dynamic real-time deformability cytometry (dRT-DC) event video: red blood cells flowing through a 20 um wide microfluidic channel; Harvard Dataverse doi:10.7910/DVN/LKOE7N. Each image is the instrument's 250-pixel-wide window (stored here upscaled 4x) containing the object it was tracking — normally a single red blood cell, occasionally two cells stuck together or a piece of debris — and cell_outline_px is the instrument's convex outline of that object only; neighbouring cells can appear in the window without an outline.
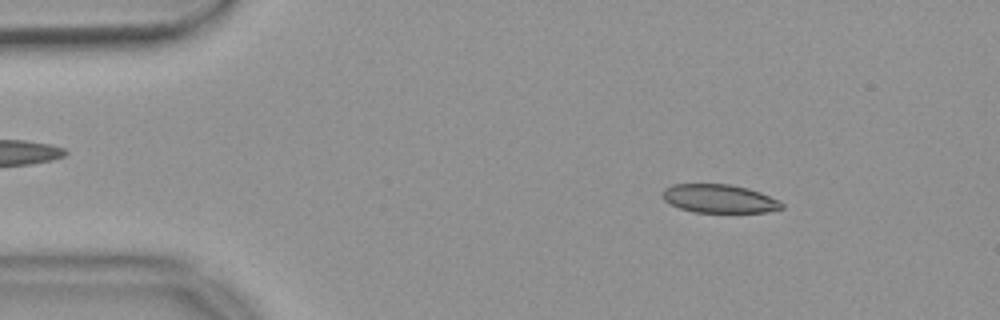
{"species": "common noctule bat (a hibernating species)", "species_latin": "Nyctalus noctula", "temperature_condition": "warm", "stored_images_in_passage": 54, "camera_frame_rate_fps": 3000, "um_per_image_px": 0.085, "animal": {"sex": "female", "body_mass_g": 18.4}, "frame": {"image": 1, "passage_image": 7, "time_ms": 2.0, "image_size_px": [1000, 320], "cell_outline_px": [[784, 208], [768, 212], [692, 212], [680, 208], [664, 200], [660, 196], [660, 192], [664, 188], [672, 184], [732, 184], [748, 188], [760, 192], [780, 200], [784, 204]], "centroid_in_image_um": [61.13, 16.88], "position_along_channel_um": 23.9, "area_um2": 20.06}}
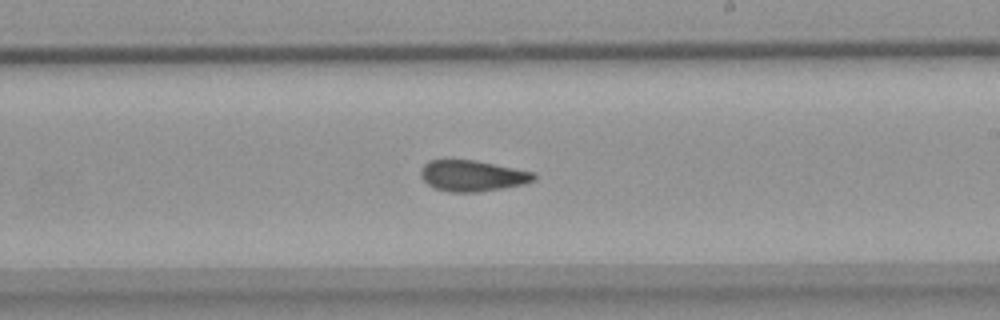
{"frame": {"image": 2, "passage_image": 31, "time_ms": 10.0, "image_size_px": [1000, 320], "cell_outline_px": [[536, 180], [524, 184], [476, 192], [448, 192], [436, 188], [428, 184], [420, 176], [420, 168], [428, 160], [448, 156], [476, 160], [536, 172]], "centroid_in_image_um": [40.1, 14.88], "position_along_channel_um": 248.9, "area_um2": 21.21}}
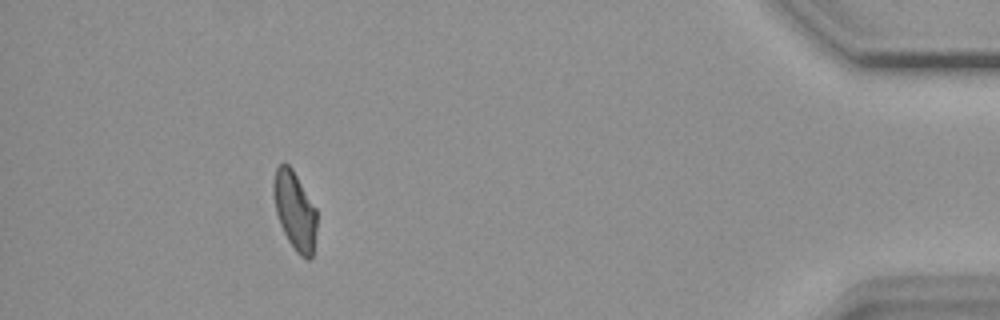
{"frame": {"image": 3, "passage_image": 49, "time_ms": 16.0, "image_size_px": [1000, 320], "cell_outline_px": [[316, 232], [312, 256], [308, 260], [300, 256], [296, 252], [288, 240], [280, 224], [276, 212], [272, 192], [272, 184], [276, 168], [280, 164], [288, 164], [292, 168], [316, 208]], "centroid_in_image_um": [25.05, 17.9], "position_along_channel_um": 410.2, "area_um2": 19.77}, "authors_computed_cell_mechanics": {"area_um2": 20.8369, "velocity_mm_per_s": 3.6745, "shape_relaxation_time_tau1_ms": null, "shape_relaxation_time_tau2_ms": 3.3585, "deformation_change_tau1": null, "deformation_change_tau2": 0.0941}}